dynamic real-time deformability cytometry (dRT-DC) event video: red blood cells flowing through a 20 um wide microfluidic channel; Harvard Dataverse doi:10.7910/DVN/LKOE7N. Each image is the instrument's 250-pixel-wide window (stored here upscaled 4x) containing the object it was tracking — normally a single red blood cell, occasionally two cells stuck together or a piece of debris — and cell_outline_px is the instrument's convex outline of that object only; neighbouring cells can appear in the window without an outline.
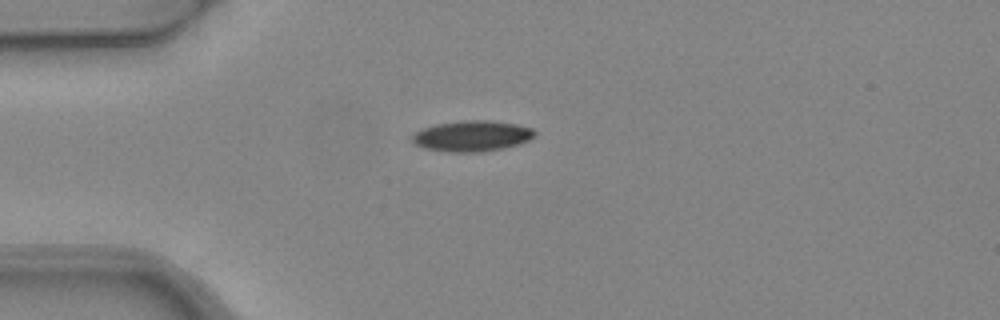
{"species": "common noctule bat (a hibernating species)", "species_latin": "Nyctalus noctula", "temperature_condition": "warm", "stored_images_in_passage": 3, "camera_frame_rate_fps": 3000, "um_per_image_px": 0.085, "animal": {"sex": "female", "body_mass_g": 24.6, "forearm_length_mm": 56.2}, "frame": {"image": 1, "passage_image": 1, "time_ms": 0.0, "image_size_px": [1000, 320], "cell_outline_px": [[536, 132], [528, 140], [520, 144], [504, 148], [480, 152], [448, 152], [424, 148], [412, 144], [412, 136], [416, 132], [424, 128], [436, 124], [468, 120], [484, 120], [516, 124], [532, 128]], "centroid_in_image_um": [40.1, 11.57], "position_along_channel_um": 44.9, "area_um2": 21.85}}
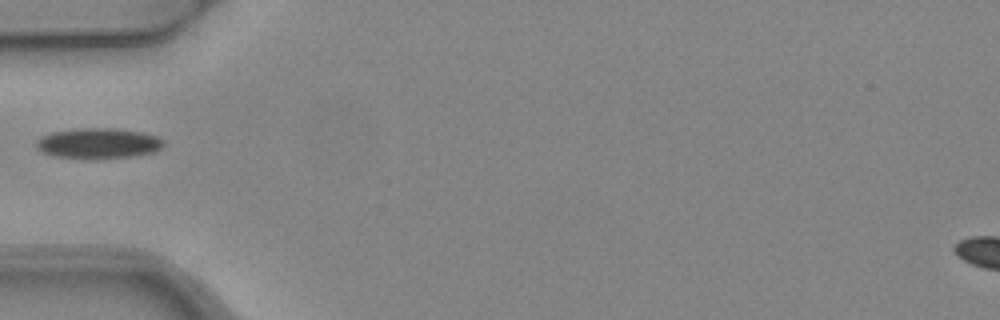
{"frame": {"image": 2, "passage_image": 2, "time_ms": 0.333, "image_size_px": [1000, 320], "cell_outline_px": [[164, 144], [160, 148], [152, 152], [132, 156], [56, 156], [40, 152], [36, 148], [36, 140], [40, 136], [52, 132], [72, 128], [116, 128], [140, 132], [156, 136], [164, 140]], "centroid_in_image_um": [8.31, 12.13], "position_along_channel_um": 76.7, "area_um2": 21.85}}
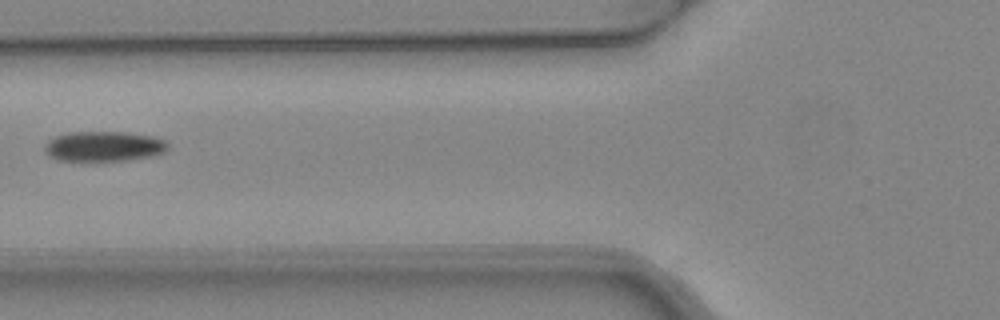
{"frame": {"image": 3, "passage_image": 3, "time_ms": 0.667, "image_size_px": [1000, 320], "cell_outline_px": [[168, 148], [164, 152], [148, 156], [128, 160], [56, 160], [48, 156], [44, 152], [44, 144], [48, 140], [56, 136], [68, 132], [124, 132], [152, 136], [164, 140], [168, 144]], "centroid_in_image_um": [8.77, 12.43], "position_along_channel_um": 117.0, "area_um2": 21.5}}